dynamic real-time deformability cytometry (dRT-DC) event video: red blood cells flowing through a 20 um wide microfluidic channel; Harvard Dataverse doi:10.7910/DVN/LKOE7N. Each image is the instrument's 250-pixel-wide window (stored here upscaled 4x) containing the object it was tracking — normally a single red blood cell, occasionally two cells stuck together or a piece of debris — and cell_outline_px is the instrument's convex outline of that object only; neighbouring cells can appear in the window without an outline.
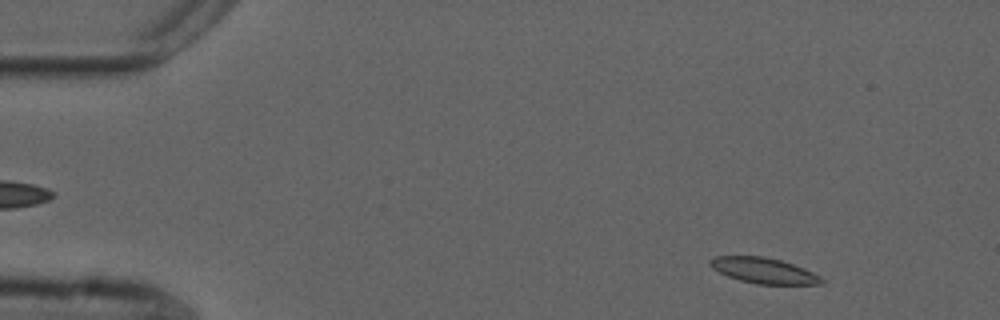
{"species": "common noctule bat (a hibernating species)", "species_latin": "Nyctalus noctula", "temperature_condition": "cold", "stored_images_in_passage": 54, "camera_frame_rate_fps": 3000, "um_per_image_px": 0.085, "animal": {"sex": "male", "forearm_length_mm": 52.5}, "frame": {"image": 1, "passage_image": 5, "time_ms": 1.333, "image_size_px": [1000, 320], "cell_outline_px": [[824, 280], [820, 284], [756, 284], [740, 280], [728, 276], [712, 268], [708, 264], [708, 260], [712, 256], [764, 256], [780, 260], [804, 268], [820, 276]], "centroid_in_image_um": [64.87, 22.99], "position_along_channel_um": 20.1, "area_um2": 16.59}}
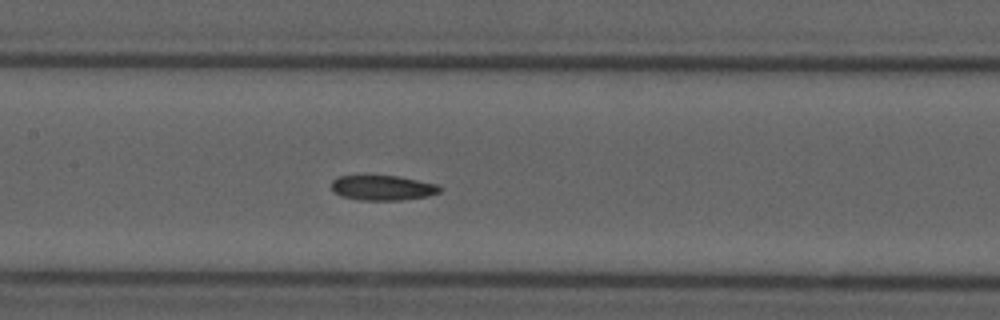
{"frame": {"image": 2, "passage_image": 25, "time_ms": 8.0, "image_size_px": [1000, 320], "cell_outline_px": [[444, 188], [440, 192], [428, 196], [400, 200], [360, 200], [340, 196], [332, 192], [332, 180], [340, 176], [396, 176], [436, 184]], "centroid_in_image_um": [32.51, 15.97], "position_along_channel_um": 174.9, "area_um2": 15.72}}
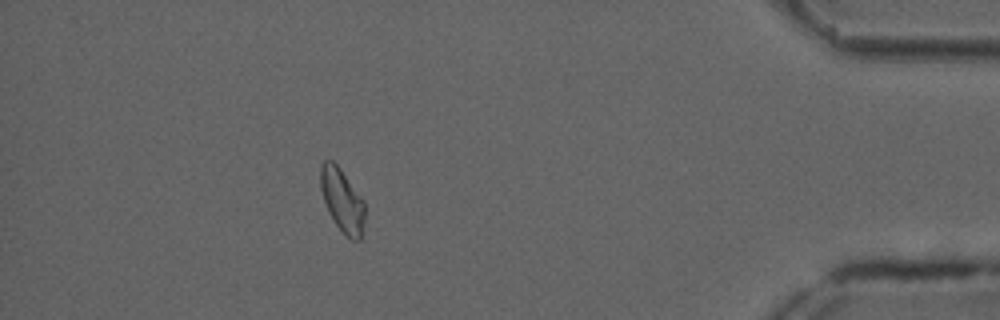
{"frame": {"image": 3, "passage_image": 48, "time_ms": 15.667, "image_size_px": [1000, 320], "cell_outline_px": [[364, 224], [360, 240], [352, 240], [336, 224], [328, 212], [320, 188], [320, 164], [324, 160], [332, 160], [340, 168], [364, 200]], "centroid_in_image_um": [29.08, 16.99], "position_along_channel_um": 406.1, "area_um2": 16.24}, "authors_computed_cell_mechanics": {"area_um2": 16.5308, "velocity_mm_per_s": 3.6939, "shape_relaxation_time_tau1_ms": null, "shape_relaxation_time_tau2_ms": 10.8845, "deformation_change_tau1": null, "deformation_change_tau2": 0.168}}